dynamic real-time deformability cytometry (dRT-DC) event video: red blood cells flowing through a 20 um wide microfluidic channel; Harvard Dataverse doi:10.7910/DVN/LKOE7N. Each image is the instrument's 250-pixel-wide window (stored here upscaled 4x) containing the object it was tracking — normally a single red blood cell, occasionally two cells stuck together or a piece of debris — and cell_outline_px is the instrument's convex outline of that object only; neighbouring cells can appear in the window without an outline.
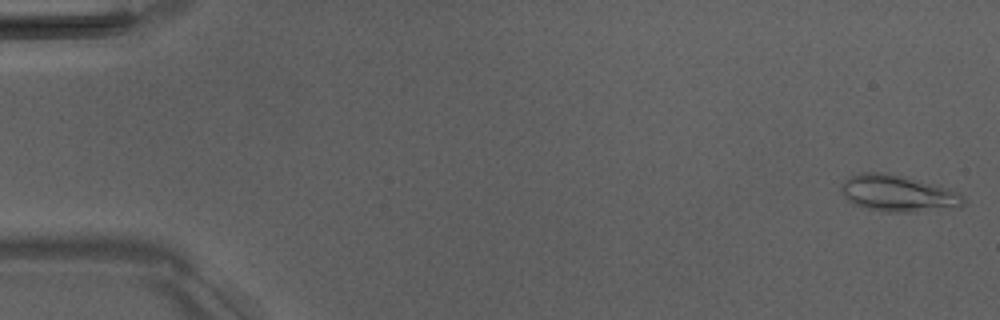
{"species": "Egyptian fruit bat (a non-hibernating species)", "species_latin": "Rousettus aegyptiacus", "temperature_condition": "room temperature", "stored_images_in_passage": 5, "camera_frame_rate_fps": 3000, "um_per_image_px": 0.085, "animal": {"sex": "male"}, "frame": {"image": 1, "passage_image": 1, "time_ms": 0.0, "image_size_px": [1000, 320], "cell_outline_px": [[964, 204], [960, 208], [912, 212], [888, 212], [868, 208], [852, 204], [844, 196], [840, 188], [844, 180], [848, 176], [860, 172], [876, 172], [900, 176], [960, 192], [964, 196]], "centroid_in_image_um": [76.32, 16.46], "position_along_channel_um": 8.7, "area_um2": 25.84}}